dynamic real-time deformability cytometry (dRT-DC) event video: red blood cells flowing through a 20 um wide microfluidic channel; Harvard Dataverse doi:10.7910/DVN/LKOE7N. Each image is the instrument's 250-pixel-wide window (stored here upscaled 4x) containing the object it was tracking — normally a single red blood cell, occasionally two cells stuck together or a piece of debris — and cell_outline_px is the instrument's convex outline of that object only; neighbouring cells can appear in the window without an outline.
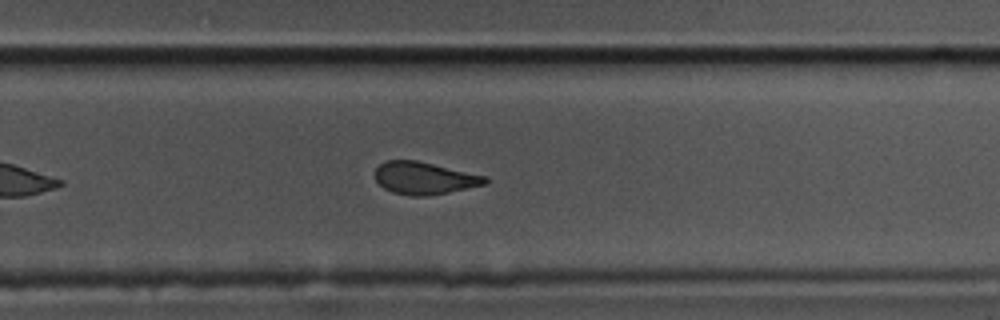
{"species": "common noctule bat (a hibernating species)", "species_latin": "Nyctalus noctula", "temperature_condition": "cold", "stored_images_in_passage": 35, "camera_frame_rate_fps": 3000, "um_per_image_px": 0.085, "animal": {"sex": "male", "body_mass_g": 17.5, "forearm_length_mm": 52.3}, "frame": {"image": 1, "passage_image": 25, "time_ms": 8.0, "image_size_px": [1000, 320], "cell_outline_px": [[488, 184], [428, 196], [412, 196], [392, 192], [384, 188], [376, 180], [376, 168], [380, 164], [388, 160], [416, 160], [488, 176]], "centroid_in_image_um": [36.1, 15.14], "position_along_channel_um": 293.7, "area_um2": 20.75}}
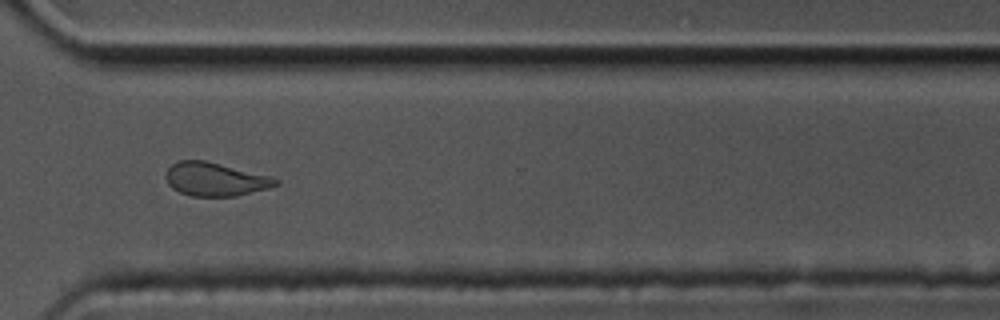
{"frame": {"image": 2, "passage_image": 30, "time_ms": 9.667, "image_size_px": [1000, 320], "cell_outline_px": [[280, 184], [268, 188], [236, 196], [192, 196], [180, 192], [172, 188], [168, 184], [164, 176], [168, 168], [172, 164], [180, 160], [204, 160], [272, 176], [280, 180]], "centroid_in_image_um": [18.3, 15.23], "position_along_channel_um": 352.3, "area_um2": 21.5}, "authors_computed_cell_mechanics": {"area_um2": 21.9062, "velocity_mm_per_s": 3.4925, "shape_relaxation_time_tau1_ms": 8.9122, "shape_relaxation_time_tau2_ms": 2.2168, "deformation_change_tau1": 0.1665, "deformation_change_tau2": 0.0993}}